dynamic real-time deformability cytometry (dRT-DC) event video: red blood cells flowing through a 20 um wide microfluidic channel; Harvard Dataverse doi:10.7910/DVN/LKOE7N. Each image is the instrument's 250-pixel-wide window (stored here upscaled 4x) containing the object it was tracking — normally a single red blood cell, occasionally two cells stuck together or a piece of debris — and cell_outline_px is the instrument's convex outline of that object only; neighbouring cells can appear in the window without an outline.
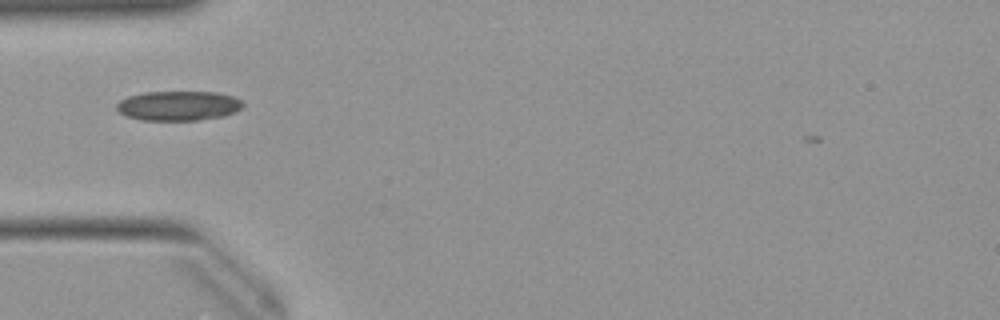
{"species": "Egyptian fruit bat (a non-hibernating species)", "species_latin": "Rousettus aegyptiacus", "temperature_condition": "warm", "stored_images_in_passage": 37, "camera_frame_rate_fps": 3000, "um_per_image_px": 0.085, "animal": {"sex": "female"}, "frame": {"image": 1, "passage_image": 3, "time_ms": 0.667, "image_size_px": [1000, 320], "cell_outline_px": [[244, 104], [236, 112], [224, 116], [196, 120], [140, 120], [124, 116], [116, 108], [116, 104], [120, 100], [128, 96], [144, 92], [216, 92], [236, 96], [244, 100]], "centroid_in_image_um": [15.19, 8.98], "position_along_channel_um": 69.8, "area_um2": 22.08}}
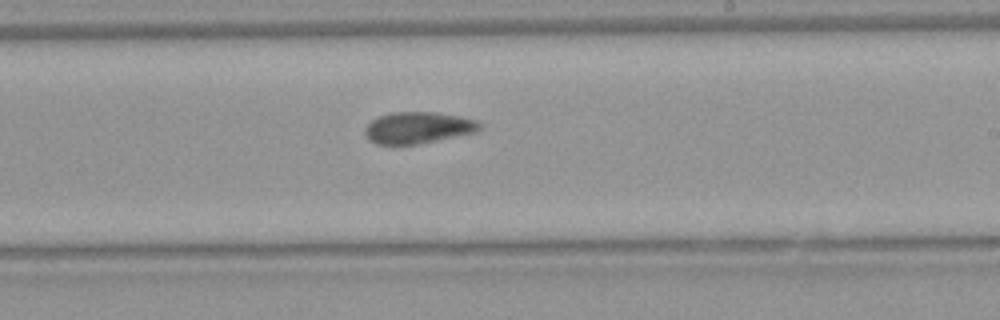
{"frame": {"image": 2, "passage_image": 17, "time_ms": 5.333, "image_size_px": [1000, 320], "cell_outline_px": [[480, 128], [476, 132], [416, 144], [376, 144], [368, 140], [364, 132], [364, 128], [372, 120], [380, 116], [392, 112], [436, 112], [460, 116], [476, 120], [480, 124]], "centroid_in_image_um": [35.5, 10.85], "position_along_channel_um": 253.5, "area_um2": 20.92}}
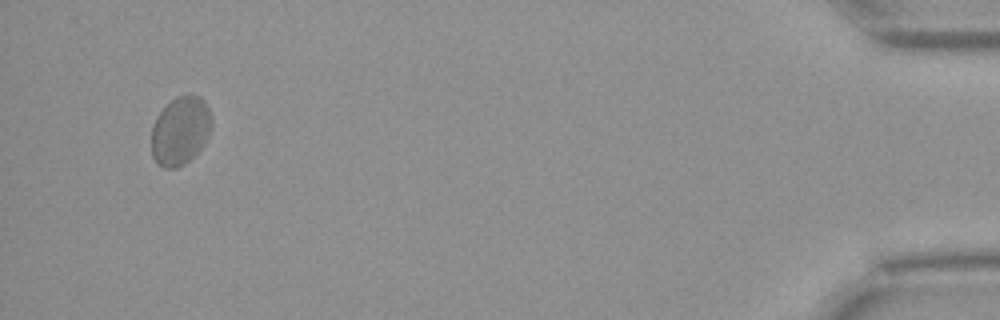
{"frame": {"image": 3, "passage_image": 36, "time_ms": 11.667, "image_size_px": [1000, 320], "cell_outline_px": [[212, 124], [208, 136], [204, 144], [184, 164], [176, 168], [164, 168], [156, 164], [152, 156], [152, 124], [156, 116], [176, 96], [188, 92], [200, 96], [204, 100], [212, 116]], "centroid_in_image_um": [15.33, 11.08], "position_along_channel_um": 419.9, "area_um2": 24.28}}